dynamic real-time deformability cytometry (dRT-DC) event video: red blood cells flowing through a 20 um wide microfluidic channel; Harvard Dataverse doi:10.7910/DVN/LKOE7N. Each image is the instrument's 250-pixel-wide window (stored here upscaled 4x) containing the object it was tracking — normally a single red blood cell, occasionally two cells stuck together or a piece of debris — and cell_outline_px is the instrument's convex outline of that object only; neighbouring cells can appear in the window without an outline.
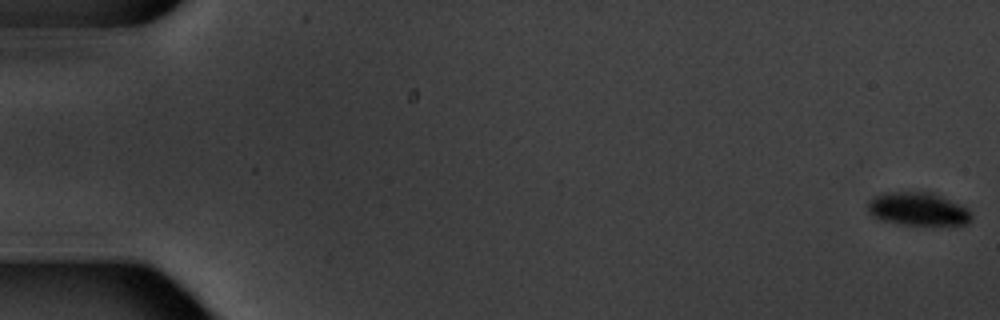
{"species": "common noctule bat (a hibernating species)", "species_latin": "Nyctalus noctula", "temperature_condition": "warm", "stored_images_in_passage": 6, "camera_frame_rate_fps": 3000, "um_per_image_px": 0.085, "animal": {"sex": "male", "body_mass_g": 20.1, "forearm_length_mm": 53.5}, "frame": {"image": 1, "passage_image": 1, "time_ms": 0.0, "image_size_px": [1000, 320], "cell_outline_px": [[972, 216], [968, 224], [900, 224], [880, 220], [872, 216], [868, 212], [868, 200], [872, 196], [884, 192], [932, 192], [964, 204], [968, 208]], "centroid_in_image_um": [78.02, 17.74], "position_along_channel_um": 7.0, "area_um2": 20.29}}
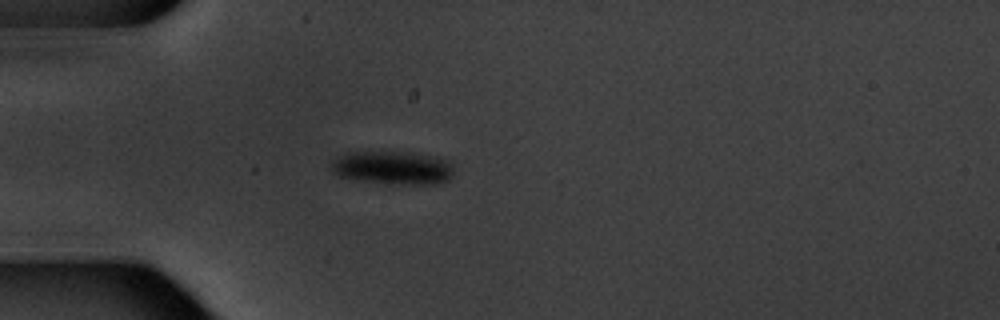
{"frame": {"image": 2, "passage_image": 5, "time_ms": 5.667, "image_size_px": [1000, 320], "cell_outline_px": [[452, 176], [448, 180], [436, 184], [400, 184], [360, 180], [336, 176], [332, 172], [332, 160], [336, 156], [348, 152], [408, 152], [436, 156], [452, 164]], "centroid_in_image_um": [33.36, 14.25], "position_along_channel_um": 51.6, "area_um2": 23.81}}